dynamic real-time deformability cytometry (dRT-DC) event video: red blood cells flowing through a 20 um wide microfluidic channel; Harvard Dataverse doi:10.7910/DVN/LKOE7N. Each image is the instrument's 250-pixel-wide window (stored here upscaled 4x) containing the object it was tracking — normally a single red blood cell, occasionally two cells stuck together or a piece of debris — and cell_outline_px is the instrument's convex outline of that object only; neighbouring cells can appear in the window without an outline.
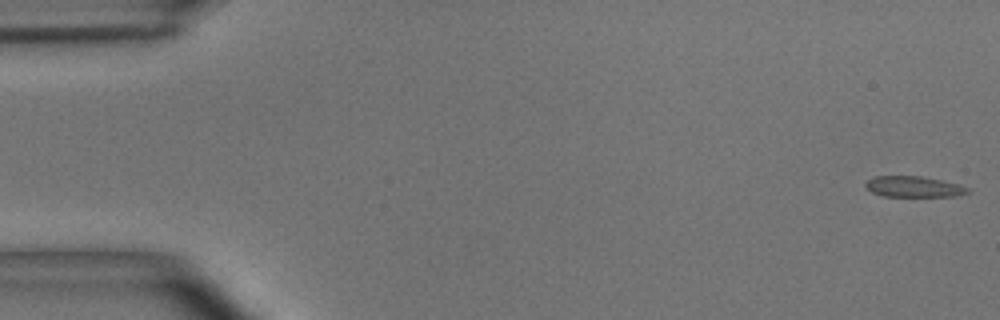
{"species": "common noctule bat (a hibernating species)", "species_latin": "Nyctalus noctula", "temperature_condition": "room temperature", "stored_images_in_passage": 54, "camera_frame_rate_fps": 3000, "um_per_image_px": 0.085, "animal": {"sex": "male", "body_mass_g": 15.6}, "frame": {"image": 1, "passage_image": 1, "time_ms": 0.0, "image_size_px": [1000, 320], "cell_outline_px": [[968, 192], [956, 196], [884, 196], [872, 192], [864, 184], [872, 176], [920, 176], [960, 184], [968, 188]], "centroid_in_image_um": [77.65, 15.86], "position_along_channel_um": 7.4, "area_um2": 12.25}}
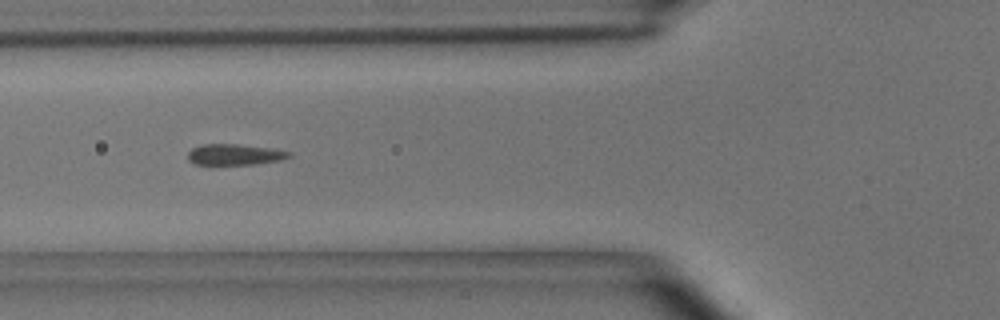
{"frame": {"image": 2, "passage_image": 20, "time_ms": 6.333, "image_size_px": [1000, 320], "cell_outline_px": [[292, 156], [280, 160], [256, 164], [196, 164], [188, 160], [188, 152], [192, 148], [200, 144], [236, 144], [272, 148], [292, 152]], "centroid_in_image_um": [19.96, 13.12], "position_along_channel_um": 105.8, "area_um2": 12.37}}
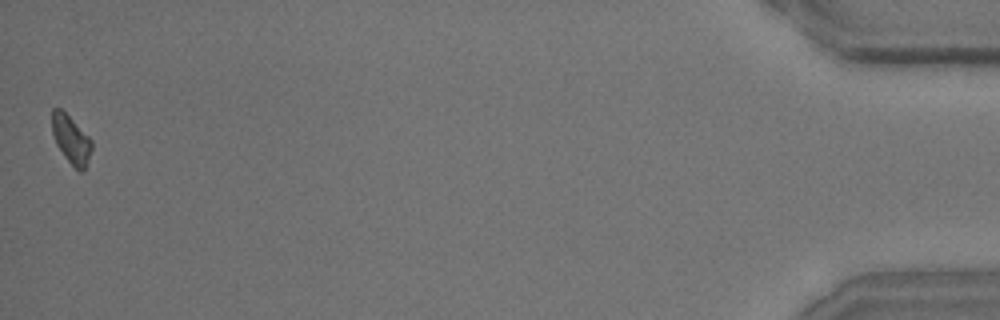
{"frame": {"image": 3, "passage_image": 54, "time_ms": 17.667, "image_size_px": [1000, 320], "cell_outline_px": [[92, 148], [84, 172], [80, 172], [64, 156], [56, 144], [52, 132], [52, 108], [60, 108], [92, 140]], "centroid_in_image_um": [6.04, 11.87], "position_along_channel_um": 429.2, "area_um2": 10.92}, "authors_computed_cell_mechanics": {"area_um2": 12.427, "velocity_mm_per_s": 3.6608, "shape_relaxation_time_tau1_ms": 2.1041, "shape_relaxation_time_tau2_ms": 1.613, "deformation_change_tau1": 0.0755, "deformation_change_tau2": 0.0537}}